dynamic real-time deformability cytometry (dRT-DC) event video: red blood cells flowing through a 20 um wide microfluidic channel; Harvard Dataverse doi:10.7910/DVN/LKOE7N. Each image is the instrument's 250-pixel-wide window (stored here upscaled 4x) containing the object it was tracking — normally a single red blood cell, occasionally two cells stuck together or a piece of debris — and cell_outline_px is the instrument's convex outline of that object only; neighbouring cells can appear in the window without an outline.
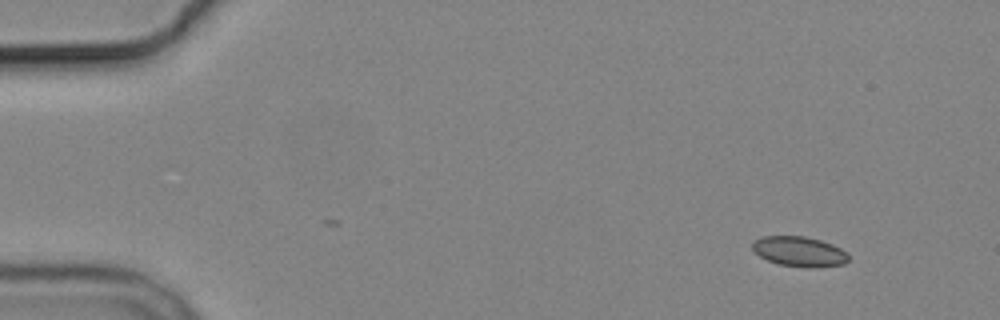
{"species": "common noctule bat (a hibernating species)", "species_latin": "Nyctalus noctula", "temperature_condition": "cold", "stored_images_in_passage": 2, "camera_frame_rate_fps": 3000, "um_per_image_px": 0.085, "animal": {"sex": "male", "body_mass_g": 19.2, "forearm_length_mm": 51.8}, "frame": {"image": 1, "passage_image": 2, "time_ms": 1.333, "image_size_px": [1000, 320], "cell_outline_px": [[848, 260], [844, 264], [816, 268], [808, 268], [780, 264], [768, 260], [760, 256], [752, 248], [752, 240], [760, 236], [804, 236], [820, 240], [832, 244], [848, 252]], "centroid_in_image_um": [67.95, 21.37], "position_along_channel_um": 17.1, "area_um2": 16.94}}